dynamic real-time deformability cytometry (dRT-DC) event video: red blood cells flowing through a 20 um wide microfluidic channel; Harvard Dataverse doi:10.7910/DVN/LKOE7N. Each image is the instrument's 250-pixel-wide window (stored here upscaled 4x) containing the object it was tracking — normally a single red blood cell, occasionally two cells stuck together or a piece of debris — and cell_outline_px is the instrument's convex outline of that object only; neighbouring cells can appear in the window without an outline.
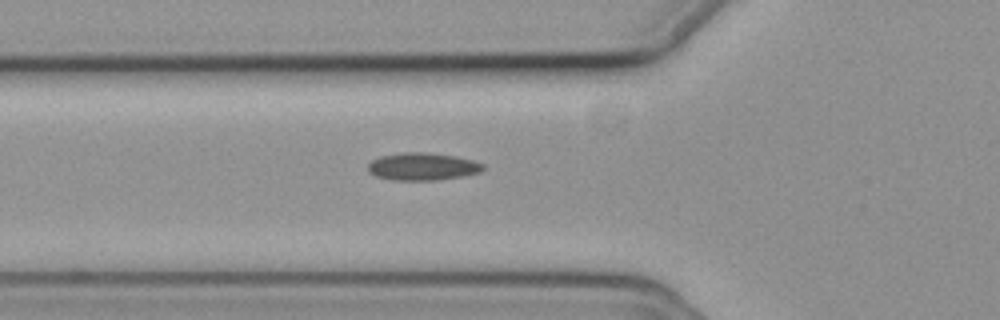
{"species": "common noctule bat (a hibernating species)", "species_latin": "Nyctalus noctula", "temperature_condition": "cold", "stored_images_in_passage": 34, "camera_frame_rate_fps": 3000, "um_per_image_px": 0.085, "animal": {"sex": "female", "body_mass_g": 19.3, "forearm_length_mm": 54.1}, "frame": {"image": 1, "passage_image": 2, "time_ms": 0.333, "image_size_px": [1000, 320], "cell_outline_px": [[484, 168], [480, 172], [460, 176], [436, 180], [392, 180], [376, 176], [368, 172], [368, 164], [372, 160], [380, 156], [400, 152], [424, 152], [456, 156], [472, 160], [484, 164]], "centroid_in_image_um": [35.88, 14.15], "position_along_channel_um": 89.9, "area_um2": 18.44}}
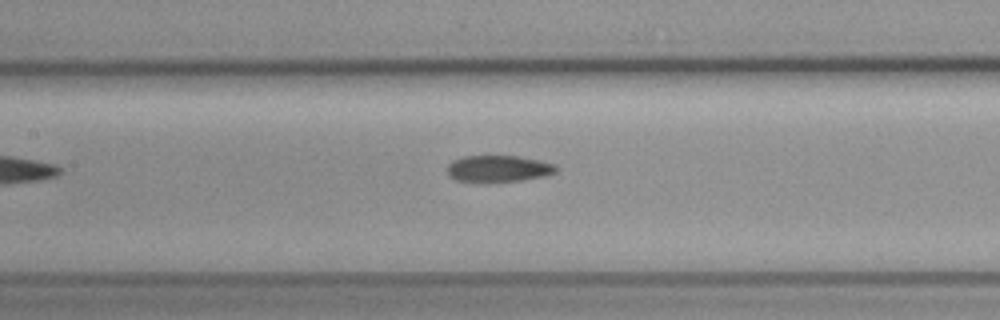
{"frame": {"image": 2, "passage_image": 8, "time_ms": 2.333, "image_size_px": [1000, 320], "cell_outline_px": [[556, 172], [544, 176], [520, 180], [456, 180], [448, 172], [448, 164], [452, 160], [464, 156], [520, 156], [540, 160], [556, 164]], "centroid_in_image_um": [42.41, 14.29], "position_along_channel_um": 165.0, "area_um2": 16.3}}
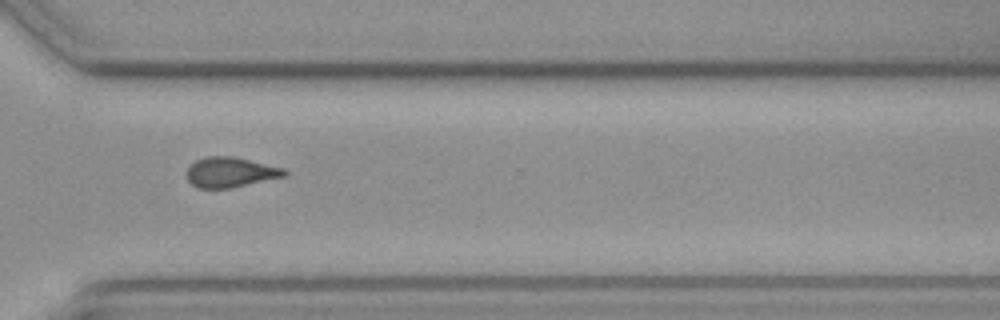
{"frame": {"image": 3, "passage_image": 23, "time_ms": 7.333, "image_size_px": [1000, 320], "cell_outline_px": [[288, 172], [284, 176], [228, 188], [200, 188], [192, 184], [184, 176], [188, 168], [196, 160], [204, 156], [232, 156], [284, 168]], "centroid_in_image_um": [19.53, 14.63], "position_along_channel_um": 351.1, "area_um2": 16.94}}